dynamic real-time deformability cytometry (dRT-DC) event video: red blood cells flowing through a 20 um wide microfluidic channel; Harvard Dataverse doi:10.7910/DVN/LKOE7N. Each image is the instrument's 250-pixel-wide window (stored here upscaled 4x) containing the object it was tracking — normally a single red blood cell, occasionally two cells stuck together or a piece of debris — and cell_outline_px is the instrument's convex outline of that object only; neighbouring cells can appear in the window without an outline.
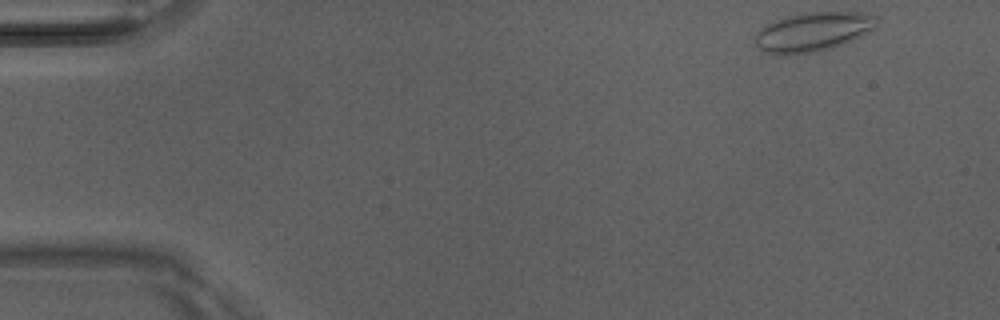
{"species": "Egyptian fruit bat (a non-hibernating species)", "species_latin": "Rousettus aegyptiacus", "temperature_condition": "room temperature", "stored_images_in_passage": 5, "camera_frame_rate_fps": 3000, "um_per_image_px": 0.085, "animal": {"sex": "male"}, "frame": {"image": 1, "passage_image": 1, "time_ms": 0.0, "image_size_px": [1000, 320], "cell_outline_px": [[876, 24], [868, 32], [844, 44], [832, 48], [816, 52], [792, 56], [776, 56], [764, 52], [756, 44], [756, 32], [760, 28], [776, 20], [788, 16], [808, 12], [860, 12], [876, 16]], "centroid_in_image_um": [69.06, 2.74], "position_along_channel_um": 15.9, "area_um2": 27.92}}